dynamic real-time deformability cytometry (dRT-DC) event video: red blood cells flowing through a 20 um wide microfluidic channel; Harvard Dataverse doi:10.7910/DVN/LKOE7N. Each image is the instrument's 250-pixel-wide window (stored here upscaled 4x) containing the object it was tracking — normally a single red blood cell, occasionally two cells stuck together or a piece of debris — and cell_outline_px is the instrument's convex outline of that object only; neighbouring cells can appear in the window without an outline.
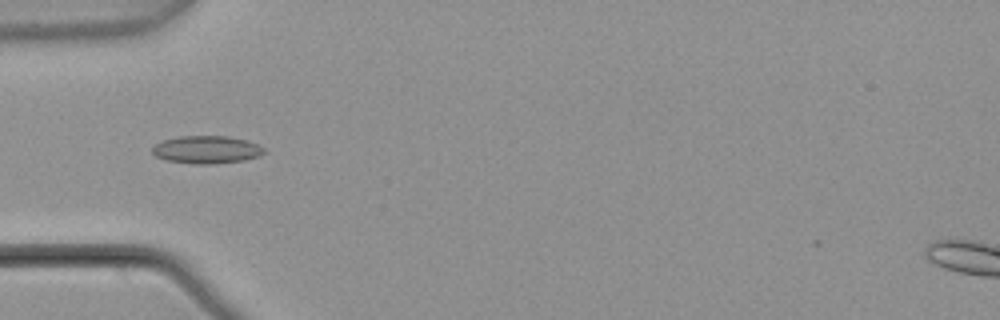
{"species": "common noctule bat (a hibernating species)", "species_latin": "Nyctalus noctula", "temperature_condition": "warm", "stored_images_in_passage": 5, "camera_frame_rate_fps": 3000, "um_per_image_px": 0.085, "animal": {"sex": "male", "body_mass_g": 21.5, "forearm_length_mm": 52.0}, "frame": {"image": 1, "passage_image": 4, "time_ms": 1.0, "image_size_px": [1000, 320], "cell_outline_px": [[264, 152], [260, 156], [244, 160], [212, 164], [196, 164], [168, 160], [156, 156], [152, 152], [152, 148], [156, 144], [164, 140], [180, 136], [228, 136], [244, 140], [256, 144], [264, 148]], "centroid_in_image_um": [17.56, 12.72], "position_along_channel_um": 67.4, "area_um2": 17.8}}
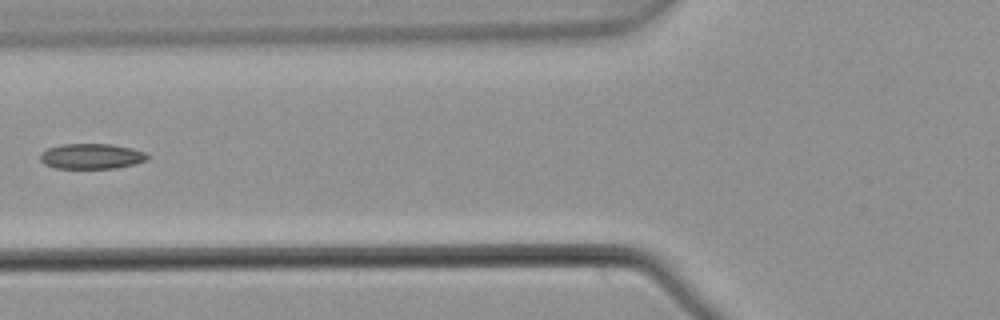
{"frame": {"image": 2, "passage_image": 5, "time_ms": 1.333, "image_size_px": [1000, 320], "cell_outline_px": [[148, 160], [136, 164], [116, 168], [56, 168], [44, 164], [40, 160], [40, 152], [48, 148], [60, 144], [112, 144], [132, 148], [144, 152], [148, 156]], "centroid_in_image_um": [7.77, 13.28], "position_along_channel_um": 118.0, "area_um2": 15.95}}